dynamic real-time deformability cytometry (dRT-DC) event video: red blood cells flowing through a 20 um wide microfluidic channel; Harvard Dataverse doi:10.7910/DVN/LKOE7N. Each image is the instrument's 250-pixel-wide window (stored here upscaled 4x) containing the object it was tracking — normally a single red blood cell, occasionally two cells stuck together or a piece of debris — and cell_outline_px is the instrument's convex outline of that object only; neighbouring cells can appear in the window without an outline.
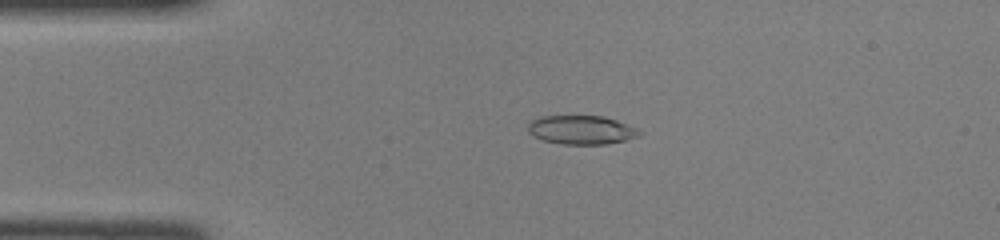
{"species": "common noctule bat (a hibernating species)", "species_latin": "Nyctalus noctula", "temperature_condition": "room temperature", "stored_images_in_passage": 46, "camera_frame_rate_fps": 3000, "um_per_image_px": 0.085, "animal": {"sex": "female", "body_mass_g": 22.0, "forearm_length_mm": 56.7}, "frame": {"image": 1, "passage_image": 10, "time_ms": 3.0, "image_size_px": [1000, 240], "cell_outline_px": [[644, 132], [640, 136], [628, 140], [604, 144], [564, 144], [544, 140], [532, 136], [528, 132], [528, 124], [532, 120], [540, 116], [604, 116], [616, 120], [636, 128]], "centroid_in_image_um": [49.44, 11.04], "position_along_channel_um": 35.6, "area_um2": 18.79}}
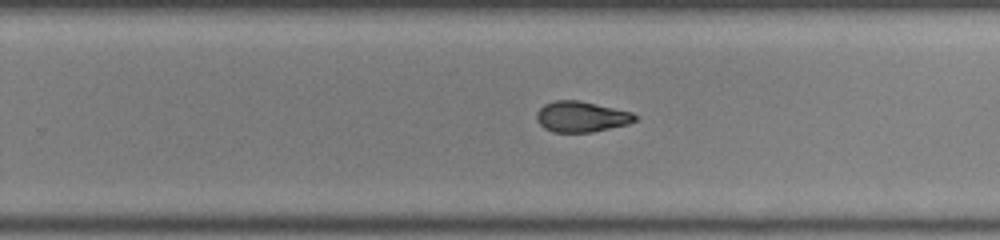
{"frame": {"image": 2, "passage_image": 29, "time_ms": 9.333, "image_size_px": [1000, 240], "cell_outline_px": [[640, 116], [636, 120], [628, 124], [592, 132], [552, 132], [544, 128], [536, 120], [536, 112], [544, 104], [556, 100], [580, 100], [632, 112]], "centroid_in_image_um": [49.42, 9.91], "position_along_channel_um": 280.4, "area_um2": 17.74}}
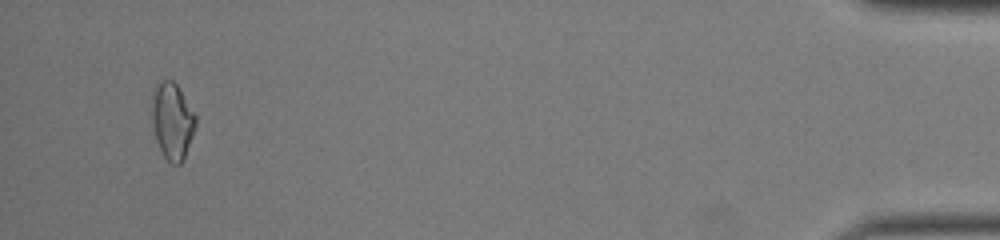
{"frame": {"image": 3, "passage_image": 44, "time_ms": 14.333, "image_size_px": [1000, 240], "cell_outline_px": [[196, 124], [184, 156], [180, 164], [172, 164], [164, 156], [156, 140], [152, 120], [152, 92], [156, 84], [160, 80], [172, 80], [176, 84], [196, 116]], "centroid_in_image_um": [14.62, 10.25], "position_along_channel_um": 420.6, "area_um2": 19.13}}